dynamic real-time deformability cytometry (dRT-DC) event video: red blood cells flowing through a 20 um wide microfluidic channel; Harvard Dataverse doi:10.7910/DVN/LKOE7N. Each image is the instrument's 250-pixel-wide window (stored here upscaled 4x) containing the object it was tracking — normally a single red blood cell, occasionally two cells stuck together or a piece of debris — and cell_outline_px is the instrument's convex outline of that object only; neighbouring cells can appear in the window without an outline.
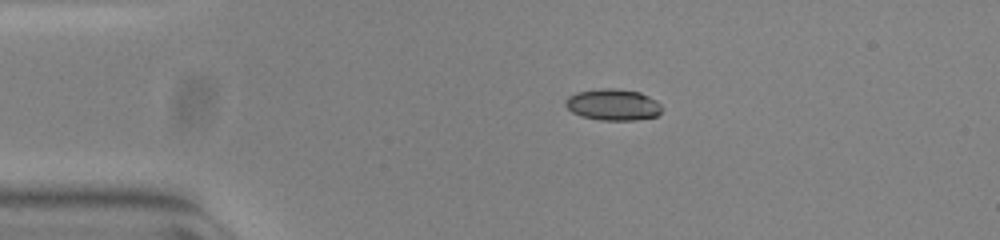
{"species": "common noctule bat (a hibernating species)", "species_latin": "Nyctalus noctula", "temperature_condition": "warm", "stored_images_in_passage": 48, "camera_frame_rate_fps": 3000, "um_per_image_px": 0.085, "animal": {"sex": "female", "body_mass_g": 23.0, "forearm_length_mm": 53.4}, "frame": {"image": 1, "passage_image": 5, "time_ms": 1.333, "image_size_px": [1000, 240], "cell_outline_px": [[660, 112], [656, 116], [636, 120], [600, 120], [580, 116], [572, 112], [564, 104], [564, 100], [568, 96], [576, 92], [600, 88], [616, 88], [640, 92], [656, 100], [660, 104]], "centroid_in_image_um": [52.06, 8.89], "position_along_channel_um": 32.9, "area_um2": 17.74}}
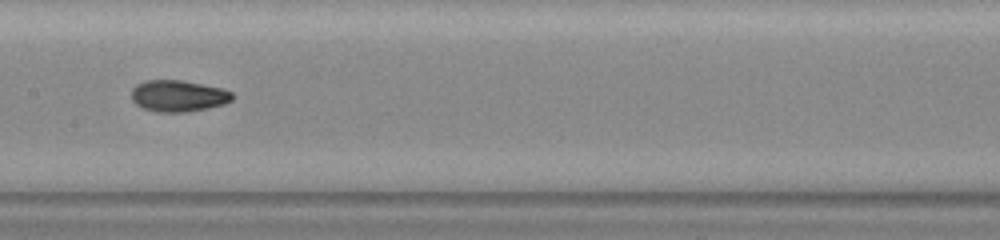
{"frame": {"image": 2, "passage_image": 21, "time_ms": 6.667, "image_size_px": [1000, 240], "cell_outline_px": [[232, 100], [224, 104], [208, 108], [188, 112], [156, 112], [144, 108], [136, 104], [132, 100], [132, 88], [136, 84], [144, 80], [180, 80], [220, 88], [232, 92]], "centroid_in_image_um": [15.12, 8.16], "position_along_channel_um": 192.3, "area_um2": 18.44}}
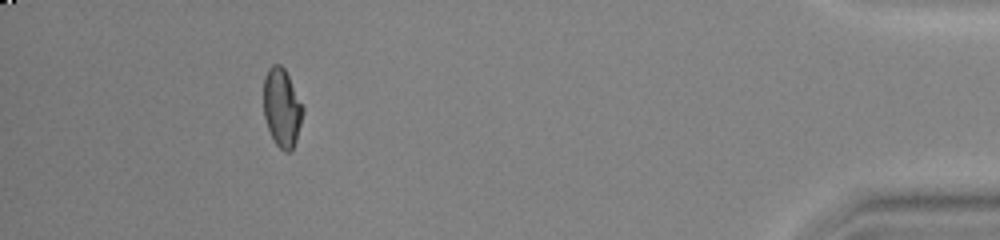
{"frame": {"image": 3, "passage_image": 43, "time_ms": 14.0, "image_size_px": [1000, 240], "cell_outline_px": [[304, 112], [296, 140], [292, 152], [284, 152], [276, 144], [268, 128], [264, 116], [264, 76], [268, 68], [272, 64], [280, 64], [284, 68], [304, 108]], "centroid_in_image_um": [23.96, 9.16], "position_along_channel_um": 411.2, "area_um2": 17.92}, "authors_computed_cell_mechanics": {"area_um2": 18.0047, "velocity_mm_per_s": 3.8443, "shape_relaxation_time_tau1_ms": null, "shape_relaxation_time_tau2_ms": 2.0303, "deformation_change_tau1": null, "deformation_change_tau2": 0.058}}